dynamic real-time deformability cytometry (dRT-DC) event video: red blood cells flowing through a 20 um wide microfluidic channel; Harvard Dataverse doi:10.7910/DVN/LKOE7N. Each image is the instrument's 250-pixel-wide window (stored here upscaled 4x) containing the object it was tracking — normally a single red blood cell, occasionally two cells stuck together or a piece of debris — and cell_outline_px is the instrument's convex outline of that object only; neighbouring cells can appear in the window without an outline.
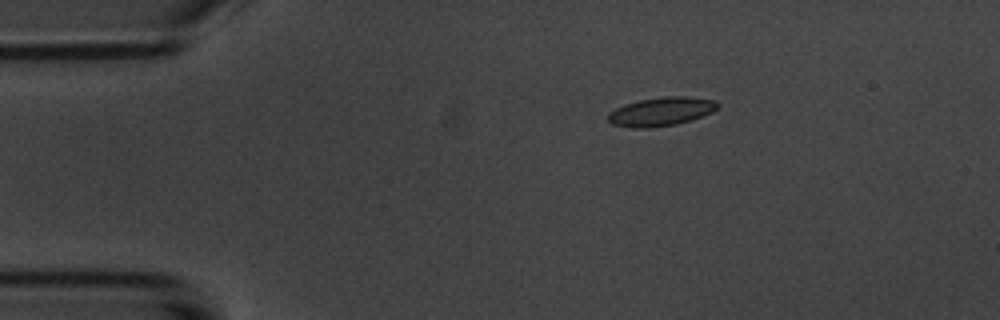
{"species": "common noctule bat (a hibernating species)", "species_latin": "Nyctalus noctula", "temperature_condition": "room temperature", "stored_images_in_passage": 6, "camera_frame_rate_fps": 3000, "um_per_image_px": 0.085, "animal": {"sex": "male", "body_mass_g": 20.1, "forearm_length_mm": 53.5}, "frame": {"image": 1, "passage_image": 3, "time_ms": 3.0, "image_size_px": [1000, 320], "cell_outline_px": [[720, 108], [704, 116], [692, 120], [676, 124], [648, 128], [632, 128], [612, 124], [608, 120], [608, 112], [624, 104], [640, 100], [664, 96], [688, 96], [716, 100], [720, 104]], "centroid_in_image_um": [56.24, 9.48], "position_along_channel_um": 28.8, "area_um2": 18.61}}
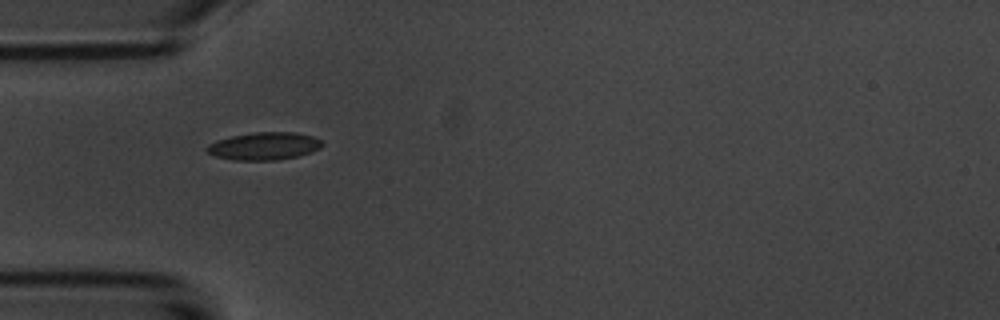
{"frame": {"image": 2, "passage_image": 5, "time_ms": 5.333, "image_size_px": [1000, 320], "cell_outline_px": [[324, 144], [320, 148], [312, 152], [300, 156], [276, 160], [232, 160], [216, 156], [208, 152], [204, 148], [208, 144], [216, 140], [232, 136], [252, 132], [292, 132], [312, 136], [320, 140]], "centroid_in_image_um": [22.45, 12.42], "position_along_channel_um": 62.6, "area_um2": 18.67}}